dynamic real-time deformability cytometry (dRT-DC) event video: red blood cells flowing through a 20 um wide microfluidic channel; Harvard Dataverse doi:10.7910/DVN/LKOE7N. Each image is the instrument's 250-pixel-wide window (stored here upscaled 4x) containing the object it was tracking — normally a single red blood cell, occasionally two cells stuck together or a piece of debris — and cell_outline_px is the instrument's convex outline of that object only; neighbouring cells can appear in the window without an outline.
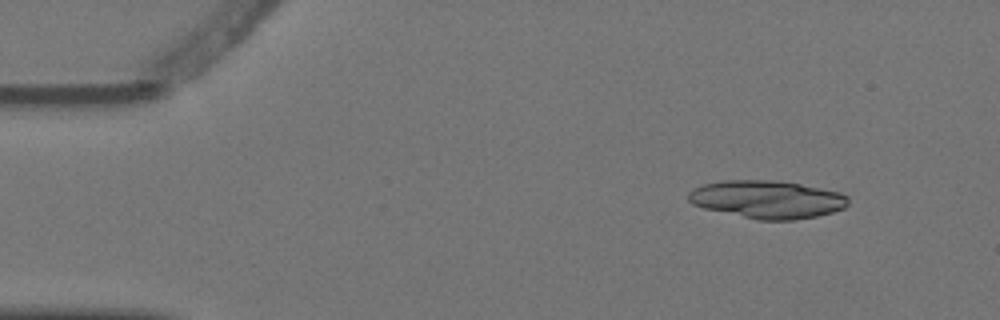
{"species": "Egyptian fruit bat (a non-hibernating species)", "species_latin": "Rousettus aegyptiacus", "temperature_condition": "warm", "stored_images_in_passage": 3, "camera_frame_rate_fps": 3000, "um_per_image_px": 0.085, "animal": {"sex": "female"}, "frame": {"image": 1, "passage_image": 1, "time_ms": 0.0, "image_size_px": [1000, 320], "cell_outline_px": [[848, 204], [844, 208], [832, 212], [816, 216], [792, 220], [760, 220], [704, 208], [692, 204], [688, 200], [688, 192], [704, 184], [724, 180], [780, 180], [840, 192], [848, 196]], "centroid_in_image_um": [65.23, 16.94], "position_along_channel_um": 19.8, "area_um2": 35.14}}